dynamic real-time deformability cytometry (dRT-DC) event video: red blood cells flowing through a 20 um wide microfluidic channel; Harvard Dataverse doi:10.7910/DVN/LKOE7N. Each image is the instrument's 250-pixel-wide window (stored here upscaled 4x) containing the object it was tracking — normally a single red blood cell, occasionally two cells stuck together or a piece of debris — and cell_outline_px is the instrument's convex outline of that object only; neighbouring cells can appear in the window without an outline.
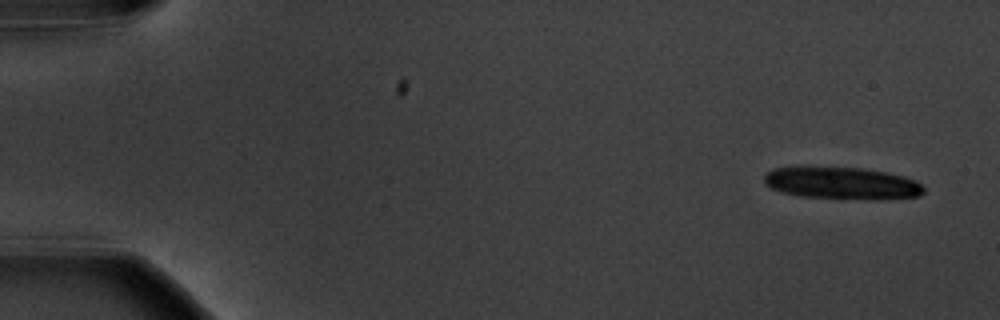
{"species": "common noctule bat (a hibernating species)", "species_latin": "Nyctalus noctula", "temperature_condition": "warm", "stored_images_in_passage": 8, "camera_frame_rate_fps": 3000, "um_per_image_px": 0.085, "animal": {"sex": "male", "body_mass_g": 20.1, "forearm_length_mm": 53.5}, "frame": {"image": 1, "passage_image": 1, "time_ms": 0.0, "image_size_px": [1000, 320], "cell_outline_px": [[924, 192], [920, 196], [880, 200], [840, 200], [800, 196], [780, 192], [764, 184], [764, 176], [772, 168], [796, 164], [808, 164], [860, 168], [884, 172], [904, 176], [916, 180], [924, 188]], "centroid_in_image_um": [71.48, 15.55], "position_along_channel_um": 13.5, "area_um2": 31.62}}
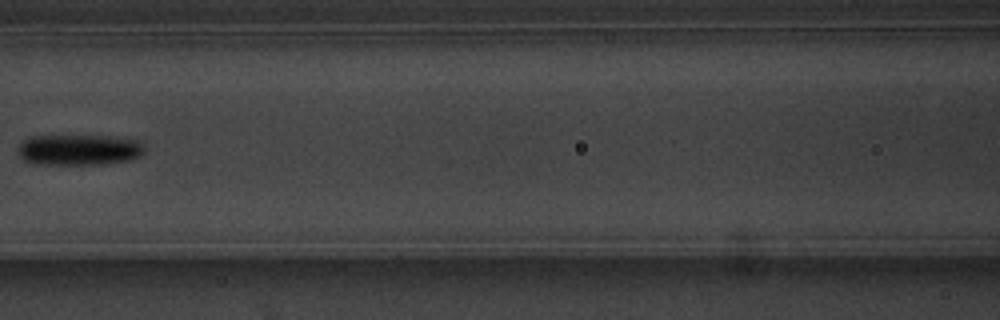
{"frame": {"image": 2, "passage_image": 7, "time_ms": 8.0, "image_size_px": [1000, 320], "cell_outline_px": [[144, 152], [140, 156], [132, 160], [104, 164], [36, 164], [24, 160], [16, 152], [16, 148], [24, 140], [32, 136], [96, 136], [132, 140], [144, 144]], "centroid_in_image_um": [6.67, 12.75], "position_along_channel_um": 159.9, "area_um2": 22.6}}